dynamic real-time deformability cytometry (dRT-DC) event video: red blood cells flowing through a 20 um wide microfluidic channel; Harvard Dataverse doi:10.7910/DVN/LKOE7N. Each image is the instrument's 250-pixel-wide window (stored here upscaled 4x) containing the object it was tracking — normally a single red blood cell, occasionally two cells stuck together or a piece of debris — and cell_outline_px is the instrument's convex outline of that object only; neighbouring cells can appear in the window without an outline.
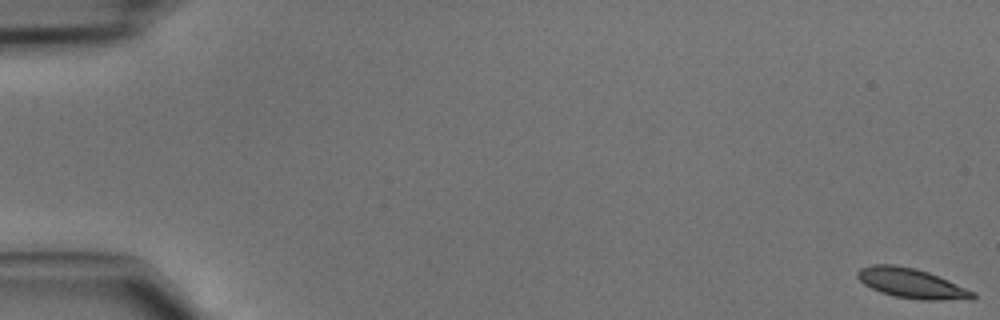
{"species": "common noctule bat (a hibernating species)", "species_latin": "Nyctalus noctula", "temperature_condition": "cold", "stored_images_in_passage": 47, "camera_frame_rate_fps": 3000, "um_per_image_px": 0.085, "animal": {"sex": "male", "body_mass_g": 15.6}, "frame": {"image": 1, "passage_image": 1, "time_ms": 0.0, "image_size_px": [1000, 320], "cell_outline_px": [[976, 296], [972, 300], [920, 300], [896, 296], [880, 292], [864, 284], [856, 276], [856, 272], [860, 268], [872, 264], [896, 264], [916, 268], [928, 272], [976, 292]], "centroid_in_image_um": [77.49, 24.08], "position_along_channel_um": 7.5, "area_um2": 20.17}}
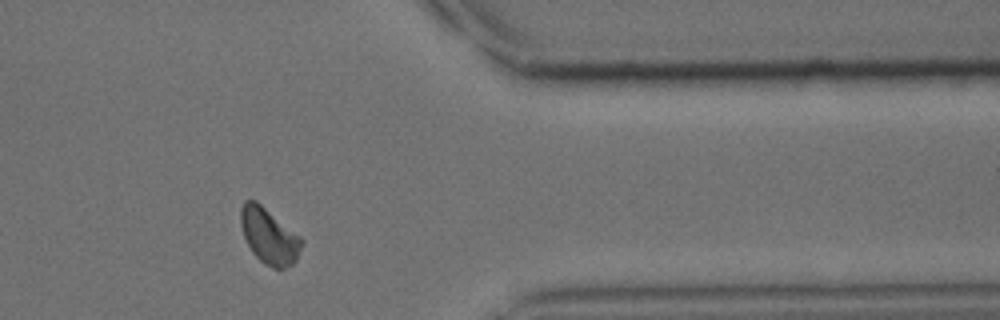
{"frame": {"image": 2, "passage_image": 39, "time_ms": 12.667, "image_size_px": [1000, 320], "cell_outline_px": [[304, 244], [296, 260], [292, 264], [284, 268], [272, 268], [264, 264], [252, 252], [244, 236], [240, 224], [240, 208], [244, 200], [256, 200], [300, 236], [304, 240]], "centroid_in_image_um": [22.87, 20.06], "position_along_channel_um": 388.5, "area_um2": 19.83}}
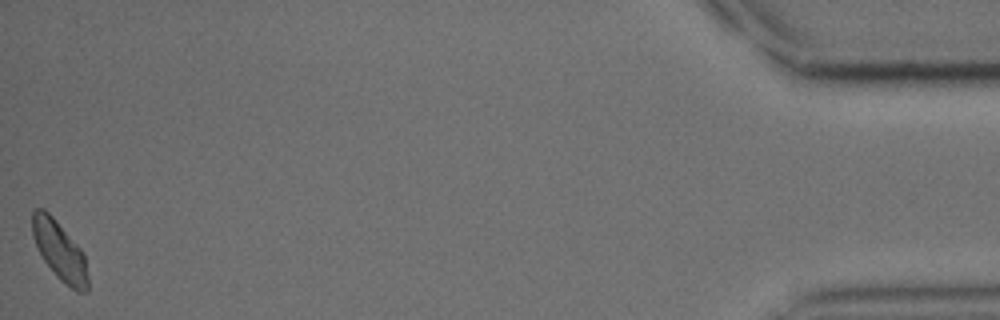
{"frame": {"image": 3, "passage_image": 47, "time_ms": 15.333, "image_size_px": [1000, 320], "cell_outline_px": [[88, 292], [76, 292], [60, 280], [56, 276], [44, 260], [32, 236], [32, 212], [36, 208], [44, 208], [56, 220], [84, 252], [88, 276]], "centroid_in_image_um": [5.09, 21.33], "position_along_channel_um": 430.1, "area_um2": 19.13}}